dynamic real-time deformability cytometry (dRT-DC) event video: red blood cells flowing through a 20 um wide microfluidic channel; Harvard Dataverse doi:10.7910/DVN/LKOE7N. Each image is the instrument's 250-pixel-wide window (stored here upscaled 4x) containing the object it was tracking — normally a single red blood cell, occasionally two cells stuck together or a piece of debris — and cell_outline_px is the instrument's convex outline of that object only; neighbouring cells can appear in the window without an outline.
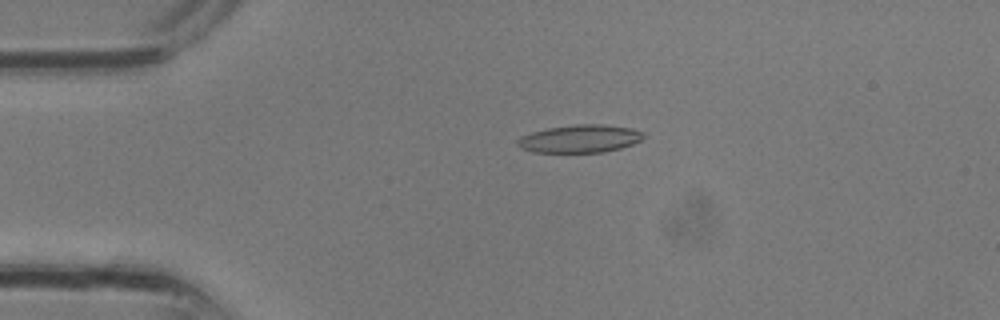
{"species": "common noctule bat (a hibernating species)", "species_latin": "Nyctalus noctula", "temperature_condition": "room temperature", "stored_images_in_passage": 27, "camera_frame_rate_fps": 3000, "um_per_image_px": 0.085, "animal": {"sex": "male", "body_mass_g": 13.3}, "frame": {"image": 1, "passage_image": 3, "time_ms": 0.667, "image_size_px": [1000, 320], "cell_outline_px": [[644, 136], [640, 140], [632, 144], [620, 148], [604, 152], [532, 152], [520, 148], [516, 144], [516, 140], [520, 136], [532, 132], [548, 128], [576, 124], [604, 124], [632, 128], [644, 132]], "centroid_in_image_um": [49.27, 11.79], "position_along_channel_um": 35.7, "area_um2": 20.52}}
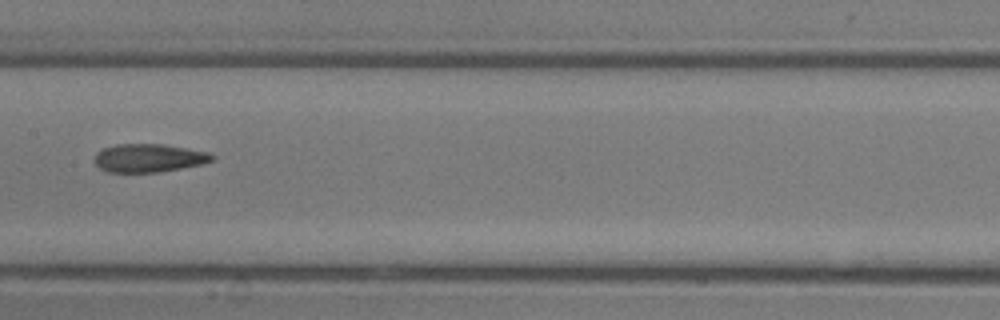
{"frame": {"image": 2, "passage_image": 12, "time_ms": 3.667, "image_size_px": [1000, 320], "cell_outline_px": [[216, 156], [212, 160], [204, 164], [156, 172], [108, 172], [100, 168], [96, 164], [96, 152], [104, 148], [116, 144], [164, 144], [188, 148], [208, 152]], "centroid_in_image_um": [12.68, 13.42], "position_along_channel_um": 194.7, "area_um2": 19.31}}
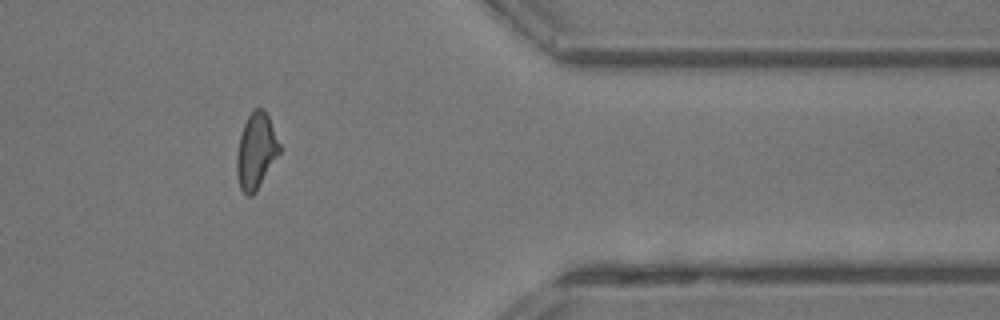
{"frame": {"image": 3, "passage_image": 22, "time_ms": 7.0, "image_size_px": [1000, 320], "cell_outline_px": [[280, 152], [256, 192], [252, 196], [248, 196], [240, 188], [236, 172], [236, 156], [240, 136], [244, 124], [248, 116], [256, 108], [264, 108], [268, 116], [280, 144]], "centroid_in_image_um": [21.76, 12.85], "position_along_channel_um": 389.6, "area_um2": 18.73}}